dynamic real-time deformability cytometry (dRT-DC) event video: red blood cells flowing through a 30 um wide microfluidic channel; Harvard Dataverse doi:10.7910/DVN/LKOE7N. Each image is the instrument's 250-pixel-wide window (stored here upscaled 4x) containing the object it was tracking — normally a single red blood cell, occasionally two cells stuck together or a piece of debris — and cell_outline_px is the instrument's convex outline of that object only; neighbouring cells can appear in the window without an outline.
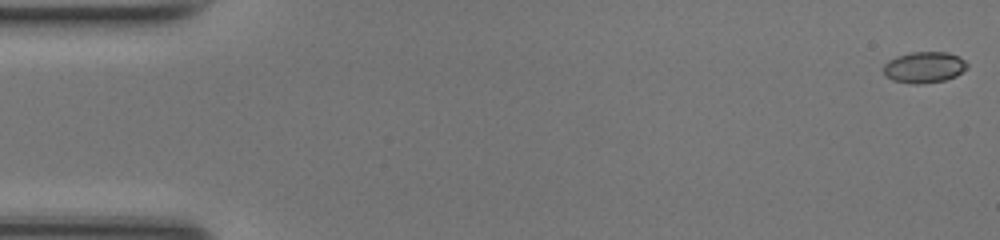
{"species": "common noctule bat (a hibernating species)", "species_latin": "Nyctalus noctula", "temperature_condition": "room temperature", "stored_images_in_passage": 49, "camera_frame_rate_fps": 3000, "um_per_image_px": 0.085, "animal": {"sex": "female", "body_mass_g": 17.0, "forearm_length_mm": 48.0}, "frame": {"image": 1, "passage_image": 1, "time_ms": 0.0, "image_size_px": [1000, 240], "cell_outline_px": [[968, 68], [956, 76], [944, 80], [920, 84], [912, 84], [892, 80], [884, 76], [884, 64], [888, 60], [896, 56], [912, 52], [948, 52], [964, 60], [968, 64]], "centroid_in_image_um": [78.54, 5.72], "position_along_channel_um": 6.5, "area_um2": 15.26}}
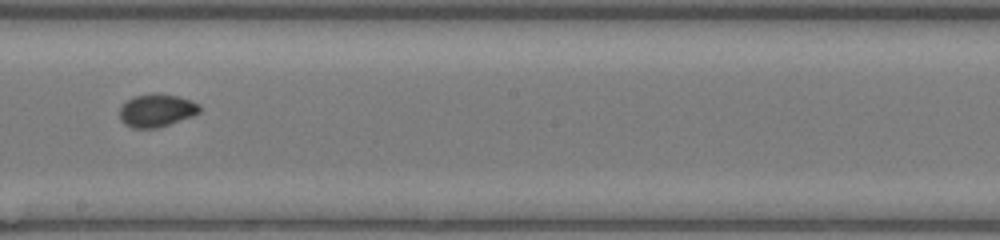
{"frame": {"image": 2, "passage_image": 28, "time_ms": 9.0, "image_size_px": [1000, 240], "cell_outline_px": [[200, 112], [192, 116], [156, 128], [136, 128], [124, 124], [120, 120], [120, 108], [128, 100], [136, 96], [176, 96], [200, 104]], "centroid_in_image_um": [13.31, 9.44], "position_along_channel_um": 234.9, "area_um2": 14.51}}
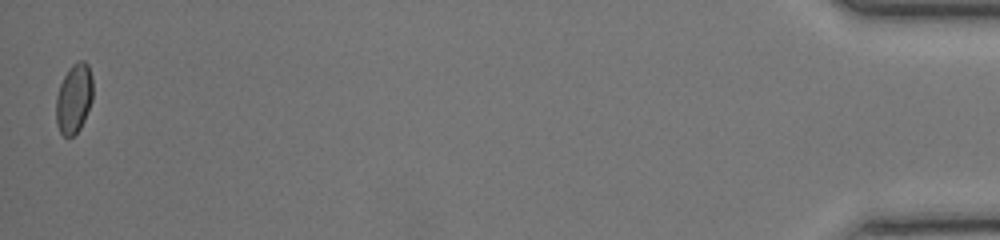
{"frame": {"image": 3, "passage_image": 49, "time_ms": 16.0, "image_size_px": [1000, 240], "cell_outline_px": [[92, 100], [84, 120], [80, 128], [72, 136], [64, 136], [60, 132], [56, 124], [56, 96], [60, 84], [68, 68], [72, 64], [80, 60], [84, 60], [88, 64], [92, 76]], "centroid_in_image_um": [6.28, 8.35], "position_along_channel_um": 428.9, "area_um2": 14.97}, "authors_computed_cell_mechanics": {"area_um2": 15.1436, "velocity_mm_per_s": 4.2464, "shape_relaxation_time_tau1_ms": 7.4393, "shape_relaxation_time_tau2_ms": null, "deformation_change_tau1": 0.1545, "deformation_change_tau2": null}}